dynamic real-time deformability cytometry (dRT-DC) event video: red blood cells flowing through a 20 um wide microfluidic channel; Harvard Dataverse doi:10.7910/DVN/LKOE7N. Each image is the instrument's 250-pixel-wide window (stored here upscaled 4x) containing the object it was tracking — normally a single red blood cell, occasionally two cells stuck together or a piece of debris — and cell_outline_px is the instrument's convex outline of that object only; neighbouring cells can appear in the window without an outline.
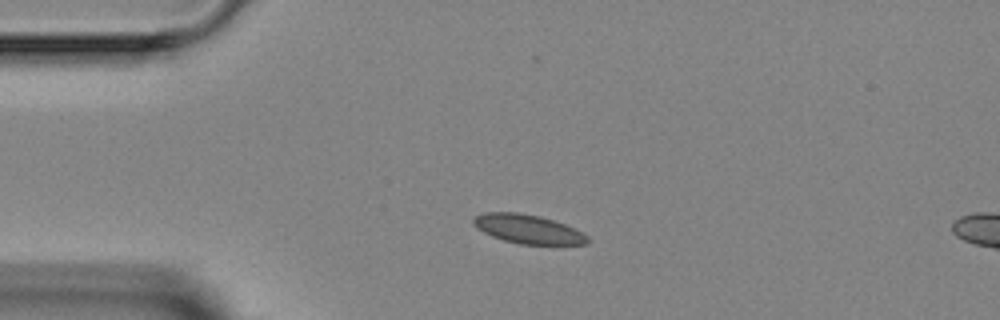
{"species": "Egyptian fruit bat (a non-hibernating species)", "species_latin": "Rousettus aegyptiacus", "temperature_condition": "room temperature", "stored_images_in_passage": 4, "camera_frame_rate_fps": 3000, "um_per_image_px": 0.085, "animal": {"sex": "female"}, "frame": {"image": 1, "passage_image": 2, "time_ms": 1.0, "image_size_px": [1000, 320], "cell_outline_px": [[588, 244], [520, 244], [504, 240], [492, 236], [476, 228], [472, 224], [472, 220], [476, 216], [484, 212], [516, 212], [540, 216], [564, 224], [584, 232], [588, 236]], "centroid_in_image_um": [44.87, 19.47], "position_along_channel_um": 40.1, "area_um2": 19.19}}
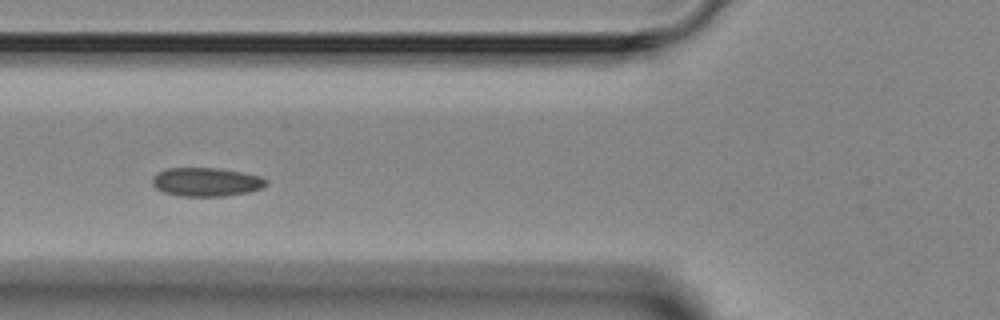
{"frame": {"image": 2, "passage_image": 4, "time_ms": 3.333, "image_size_px": [1000, 320], "cell_outline_px": [[268, 184], [260, 188], [248, 192], [224, 196], [180, 196], [164, 192], [156, 188], [152, 184], [152, 176], [156, 172], [168, 168], [220, 168], [260, 176], [268, 180]], "centroid_in_image_um": [17.51, 15.46], "position_along_channel_um": 108.3, "area_um2": 19.07}}